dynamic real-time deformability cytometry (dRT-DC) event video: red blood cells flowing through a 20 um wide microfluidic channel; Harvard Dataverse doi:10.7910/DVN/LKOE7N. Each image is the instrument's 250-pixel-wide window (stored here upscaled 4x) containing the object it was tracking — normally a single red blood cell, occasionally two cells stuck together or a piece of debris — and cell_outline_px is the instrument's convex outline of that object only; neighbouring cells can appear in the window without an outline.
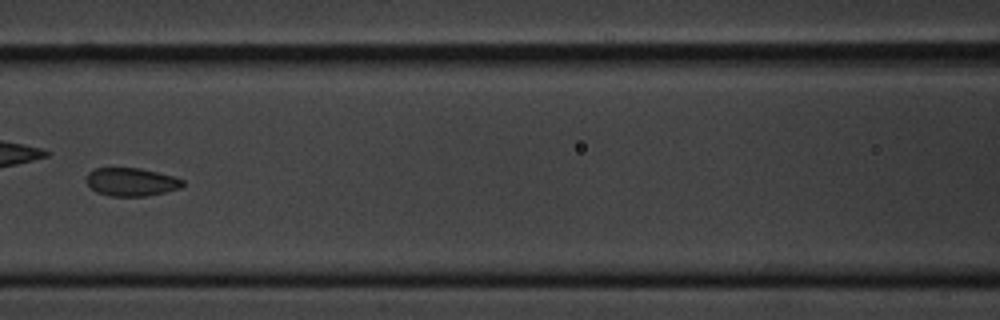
{"species": "common noctule bat (a hibernating species)", "species_latin": "Nyctalus noctula", "temperature_condition": "cold", "stored_images_in_passage": 6, "camera_frame_rate_fps": 3000, "um_per_image_px": 0.085, "animal": {"sex": "male", "body_mass_g": 20.1, "forearm_length_mm": 53.5}, "frame": {"image": 1, "passage_image": 6, "time_ms": 7.0, "image_size_px": [1000, 320], "cell_outline_px": [[184, 184], [180, 188], [148, 196], [112, 196], [96, 192], [84, 180], [88, 172], [96, 168], [140, 168], [172, 176], [184, 180]], "centroid_in_image_um": [11.13, 15.46], "position_along_channel_um": 155.5, "area_um2": 15.78}}